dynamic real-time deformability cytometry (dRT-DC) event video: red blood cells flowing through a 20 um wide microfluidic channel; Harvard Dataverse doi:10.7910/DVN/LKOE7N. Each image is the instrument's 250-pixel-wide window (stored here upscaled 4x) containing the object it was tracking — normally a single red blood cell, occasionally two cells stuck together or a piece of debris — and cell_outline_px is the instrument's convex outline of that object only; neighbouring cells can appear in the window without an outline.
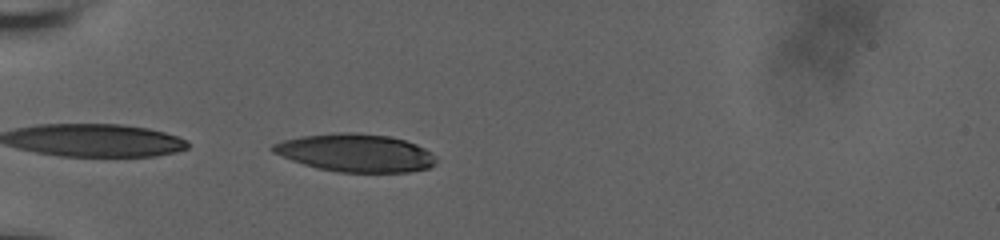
{"species": "human", "species_latin": "Homo sapiens", "temperature_condition": "room temperature", "stored_images_in_passage": 16, "camera_frame_rate_fps": 3000, "um_per_image_px": 0.085, "donor": {"sex": "male"}, "frame": {"image": 1, "passage_image": 1, "time_ms": 0.0, "image_size_px": [1000, 240], "cell_outline_px": [[436, 164], [428, 168], [408, 172], [340, 172], [316, 168], [292, 160], [272, 152], [268, 148], [272, 144], [284, 140], [304, 136], [340, 132], [356, 132], [388, 136], [404, 140], [416, 144], [424, 148], [436, 156]], "centroid_in_image_um": [30.23, 12.99], "position_along_channel_um": 54.8, "area_um2": 36.01}}
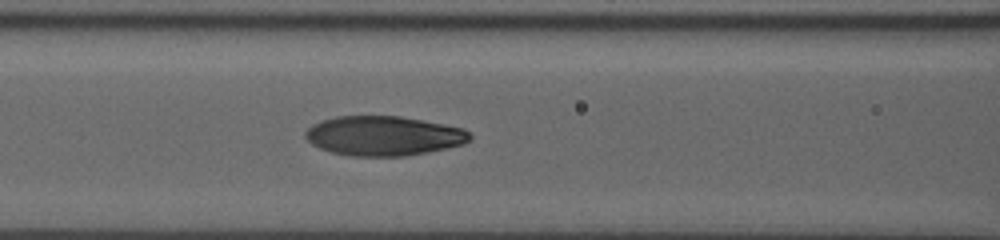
{"frame": {"image": 2, "passage_image": 9, "time_ms": 2.667, "image_size_px": [1000, 240], "cell_outline_px": [[472, 140], [464, 144], [428, 152], [404, 156], [352, 156], [332, 152], [320, 148], [312, 144], [304, 136], [304, 132], [312, 124], [320, 120], [336, 116], [400, 116], [444, 124], [464, 128], [472, 136]], "centroid_in_image_um": [32.61, 11.54], "position_along_channel_um": 134.0, "area_um2": 38.09}}
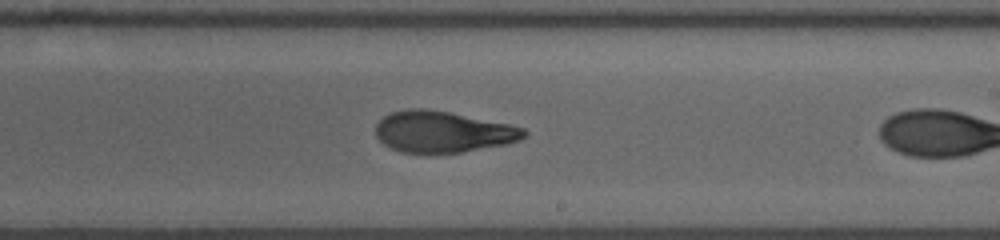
{"frame": {"image": 3, "passage_image": 15, "time_ms": 4.667, "image_size_px": [1000, 240], "cell_outline_px": [[528, 132], [520, 140], [508, 144], [460, 152], [400, 152], [384, 144], [376, 136], [376, 124], [384, 116], [392, 112], [408, 108], [424, 108], [448, 112], [512, 124], [524, 128]], "centroid_in_image_um": [37.66, 11.19], "position_along_channel_um": 251.3, "area_um2": 35.55}}